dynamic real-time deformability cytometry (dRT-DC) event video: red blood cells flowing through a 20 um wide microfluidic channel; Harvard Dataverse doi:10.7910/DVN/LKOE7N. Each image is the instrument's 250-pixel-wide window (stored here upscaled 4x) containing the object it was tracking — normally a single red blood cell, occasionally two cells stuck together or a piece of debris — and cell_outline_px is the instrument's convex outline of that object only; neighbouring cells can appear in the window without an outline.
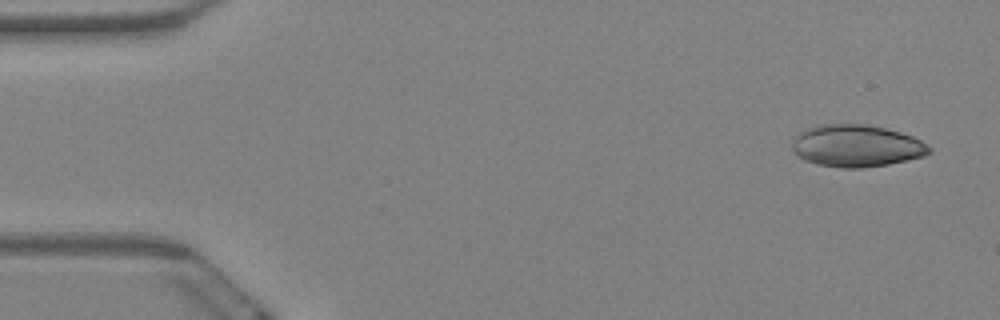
{"species": "Egyptian fruit bat (a non-hibernating species)", "species_latin": "Rousettus aegyptiacus", "temperature_condition": "warm", "stored_images_in_passage": 4, "camera_frame_rate_fps": 3000, "um_per_image_px": 0.085, "animal": {"sex": "female"}, "frame": {"image": 1, "passage_image": 1, "time_ms": 0.0, "image_size_px": [1000, 320], "cell_outline_px": [[932, 152], [924, 156], [908, 160], [888, 164], [860, 168], [844, 168], [820, 164], [804, 160], [796, 156], [792, 144], [796, 136], [800, 132], [816, 124], [864, 124], [884, 128], [900, 132], [912, 136], [920, 140], [932, 148]], "centroid_in_image_um": [72.81, 12.39], "position_along_channel_um": 12.2, "area_um2": 33.52}}